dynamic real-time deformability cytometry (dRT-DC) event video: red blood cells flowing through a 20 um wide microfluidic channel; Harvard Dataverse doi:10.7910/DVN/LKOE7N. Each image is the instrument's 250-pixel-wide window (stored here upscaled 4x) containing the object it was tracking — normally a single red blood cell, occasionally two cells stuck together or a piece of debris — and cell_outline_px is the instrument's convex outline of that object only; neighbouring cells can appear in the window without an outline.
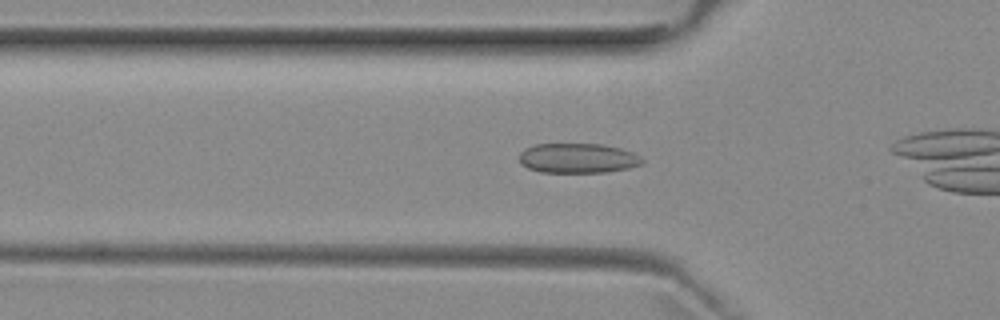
{"species": "common noctule bat (a hibernating species)", "species_latin": "Nyctalus noctula", "temperature_condition": "room temperature", "stored_images_in_passage": 24, "camera_frame_rate_fps": 3000, "um_per_image_px": 0.085, "animal": {"sex": "female", "body_mass_g": 29.2, "forearm_length_mm": 56.3}, "frame": {"image": 1, "passage_image": 3, "time_ms": 0.667, "image_size_px": [1000, 320], "cell_outline_px": [[644, 164], [628, 168], [608, 172], [540, 172], [528, 168], [520, 164], [520, 152], [524, 148], [536, 144], [600, 144], [620, 148], [632, 152], [640, 156], [644, 160]], "centroid_in_image_um": [49.12, 13.45], "position_along_channel_um": 76.7, "area_um2": 21.44}}
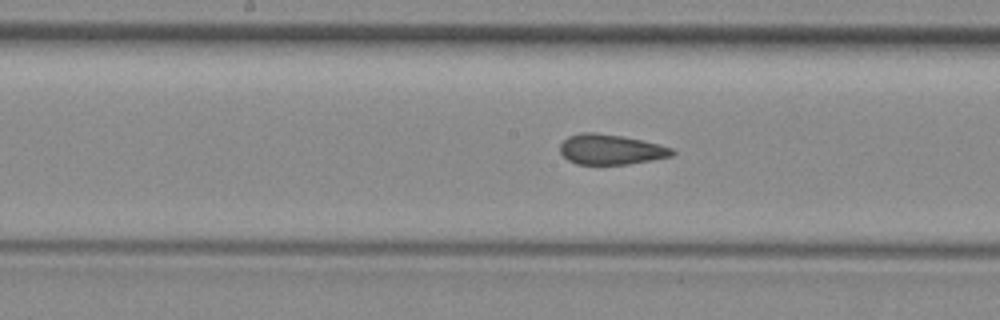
{"frame": {"image": 2, "passage_image": 12, "time_ms": 3.667, "image_size_px": [1000, 320], "cell_outline_px": [[676, 152], [672, 156], [652, 160], [628, 164], [576, 164], [568, 160], [560, 152], [560, 144], [568, 136], [580, 132], [596, 132], [624, 136], [660, 144], [672, 148]], "centroid_in_image_um": [51.92, 12.69], "position_along_channel_um": 196.3, "area_um2": 19.88}}
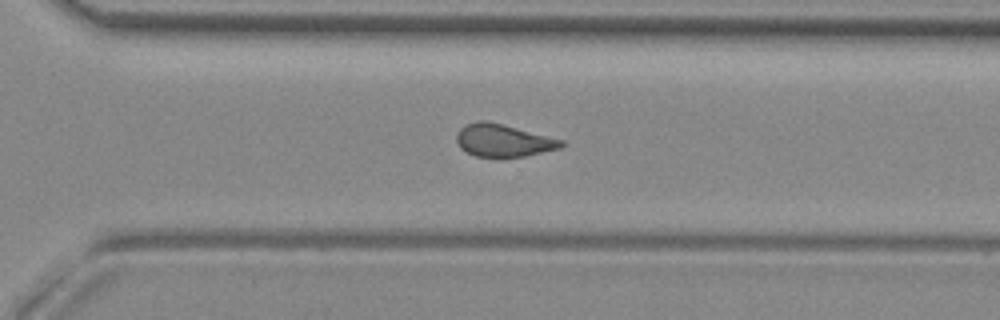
{"frame": {"image": 3, "passage_image": 22, "time_ms": 7.0, "image_size_px": [1000, 320], "cell_outline_px": [[568, 144], [560, 148], [524, 156], [476, 156], [460, 148], [456, 140], [456, 136], [460, 128], [464, 124], [480, 120], [488, 120], [504, 124], [564, 140]], "centroid_in_image_um": [42.79, 11.91], "position_along_channel_um": 327.8, "area_um2": 19.88}}